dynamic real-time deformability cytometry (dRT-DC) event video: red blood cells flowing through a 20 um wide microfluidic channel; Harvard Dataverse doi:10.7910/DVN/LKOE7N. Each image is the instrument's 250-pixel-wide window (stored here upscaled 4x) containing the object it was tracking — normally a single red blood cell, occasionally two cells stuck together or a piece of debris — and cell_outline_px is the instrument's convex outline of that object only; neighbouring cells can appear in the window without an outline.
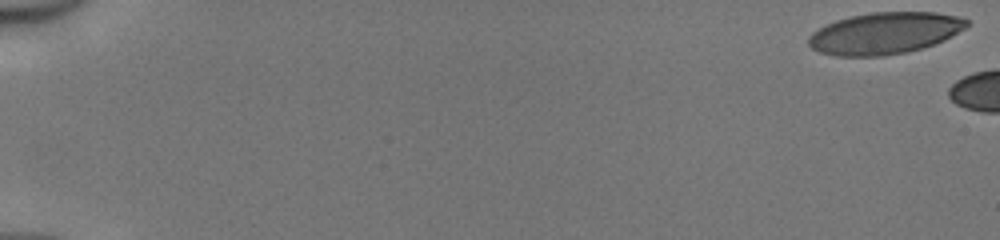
{"species": "human", "species_latin": "Homo sapiens", "temperature_condition": "cold", "stored_images_in_passage": 6, "camera_frame_rate_fps": 3000, "um_per_image_px": 0.085, "donor": {"sex": "male"}, "frame": {"image": 1, "passage_image": 1, "time_ms": 0.0, "image_size_px": [1000, 240], "cell_outline_px": [[968, 24], [964, 28], [944, 40], [924, 48], [908, 52], [884, 56], [836, 56], [820, 52], [812, 48], [808, 44], [808, 36], [812, 32], [836, 20], [848, 16], [872, 12], [936, 12], [956, 16], [968, 20]], "centroid_in_image_um": [75.18, 2.83], "position_along_channel_um": 9.8, "area_um2": 38.44}}